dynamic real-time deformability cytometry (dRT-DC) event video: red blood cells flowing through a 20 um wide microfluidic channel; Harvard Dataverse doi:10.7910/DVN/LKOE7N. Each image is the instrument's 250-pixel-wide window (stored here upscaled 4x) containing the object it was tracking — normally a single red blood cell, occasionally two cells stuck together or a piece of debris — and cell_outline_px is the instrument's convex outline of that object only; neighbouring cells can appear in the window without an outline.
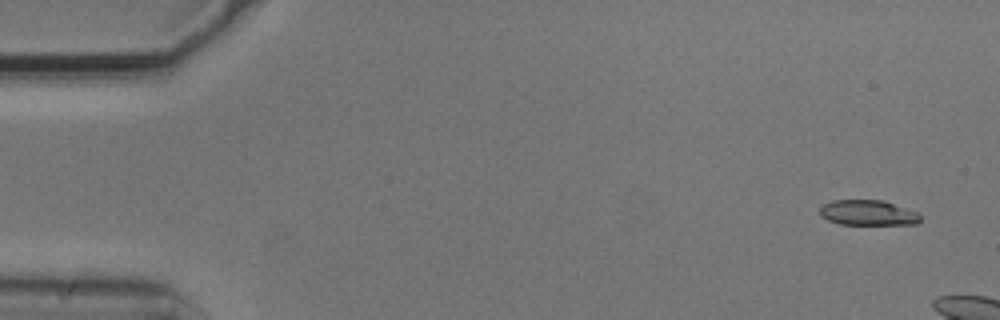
{"species": "common noctule bat (a hibernating species)", "species_latin": "Nyctalus noctula", "temperature_condition": "cold", "stored_images_in_passage": 3, "camera_frame_rate_fps": 3000, "um_per_image_px": 0.085, "animal": {"sex": "male", "body_mass_g": 20.5, "forearm_length_mm": 52.5}, "frame": {"image": 1, "passage_image": 1, "time_ms": 0.0, "image_size_px": [1000, 320], "cell_outline_px": [[920, 220], [916, 224], [840, 224], [828, 220], [820, 216], [820, 208], [824, 204], [832, 200], [884, 200], [920, 212]], "centroid_in_image_um": [73.8, 18.08], "position_along_channel_um": 11.2, "area_um2": 14.91}}